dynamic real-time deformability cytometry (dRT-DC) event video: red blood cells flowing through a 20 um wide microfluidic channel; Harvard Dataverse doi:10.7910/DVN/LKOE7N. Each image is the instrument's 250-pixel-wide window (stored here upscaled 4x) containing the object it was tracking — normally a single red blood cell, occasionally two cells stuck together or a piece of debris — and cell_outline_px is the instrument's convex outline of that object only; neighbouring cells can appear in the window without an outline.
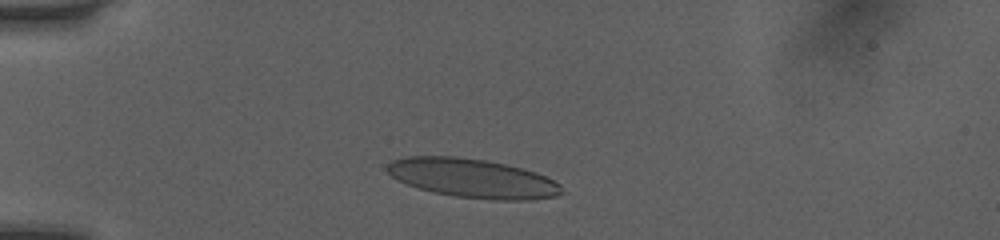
{"species": "human", "species_latin": "Homo sapiens", "temperature_condition": "room temperature", "stored_images_in_passage": 39, "camera_frame_rate_fps": 3000, "um_per_image_px": 0.085, "donor": {"sex": "female"}, "frame": {"image": 1, "passage_image": 6, "time_ms": 1.667, "image_size_px": [1000, 240], "cell_outline_px": [[564, 192], [556, 196], [532, 200], [492, 200], [456, 196], [432, 192], [408, 184], [392, 176], [384, 168], [392, 160], [404, 156], [456, 156], [488, 160], [524, 168], [536, 172], [560, 184]], "centroid_in_image_um": [40.18, 15.14], "position_along_channel_um": 44.8, "area_um2": 39.82}}
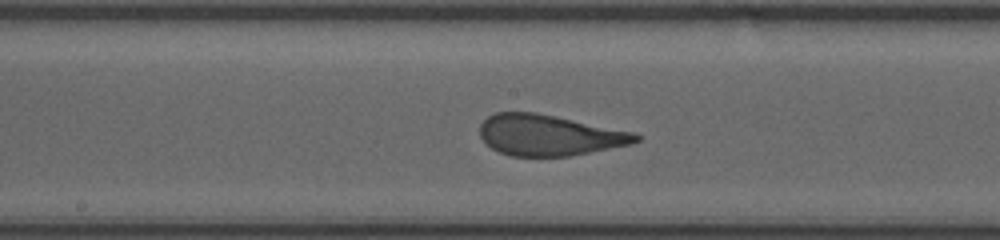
{"frame": {"image": 2, "passage_image": 20, "time_ms": 6.333, "image_size_px": [1000, 240], "cell_outline_px": [[640, 140], [632, 144], [568, 156], [512, 156], [500, 152], [492, 148], [480, 136], [480, 124], [488, 116], [496, 112], [536, 112], [636, 132], [640, 136]], "centroid_in_image_um": [46.7, 11.48], "position_along_channel_um": 201.5, "area_um2": 37.11}}
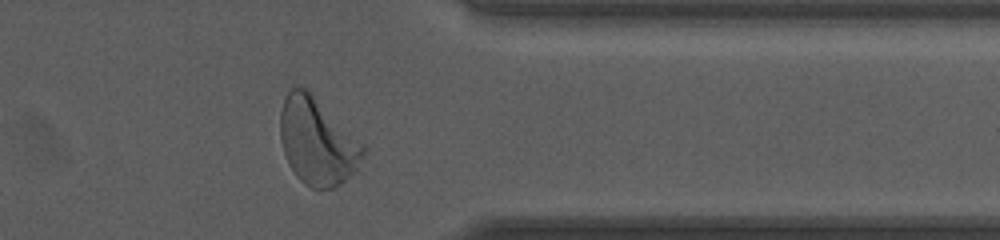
{"frame": {"image": 3, "passage_image": 34, "time_ms": 11.0, "image_size_px": [1000, 240], "cell_outline_px": [[368, 148], [356, 172], [340, 184], [332, 188], [312, 188], [304, 184], [296, 176], [288, 164], [280, 140], [280, 112], [284, 100], [288, 92], [292, 88], [304, 88], [364, 144]], "centroid_in_image_um": [26.98, 12.08], "position_along_channel_um": 384.4, "area_um2": 41.56}, "authors_computed_cell_mechanics": {"area_um2": 37.7434, "velocity_mm_per_s": 4.0594, "shape_relaxation_time_tau1_ms": 4.5146, "shape_relaxation_time_tau2_ms": null, "deformation_change_tau1": 0.1929, "deformation_change_tau2": null}}